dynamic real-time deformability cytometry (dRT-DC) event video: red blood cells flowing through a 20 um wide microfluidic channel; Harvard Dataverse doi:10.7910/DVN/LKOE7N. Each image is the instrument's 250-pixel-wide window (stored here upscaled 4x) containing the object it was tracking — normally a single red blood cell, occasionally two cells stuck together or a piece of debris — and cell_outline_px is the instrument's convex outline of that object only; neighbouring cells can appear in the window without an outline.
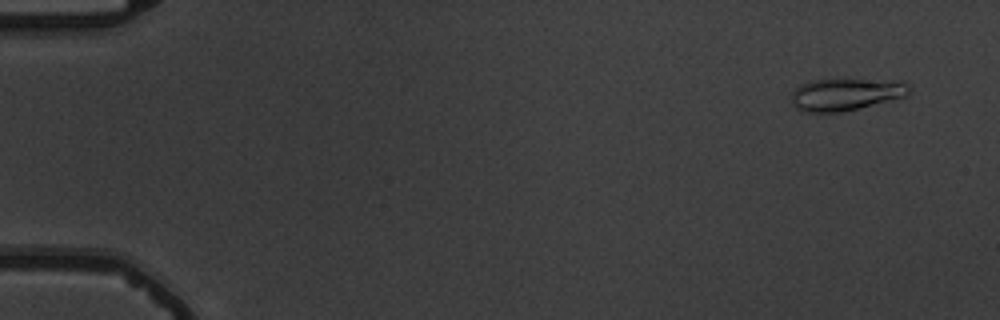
{"species": "common noctule bat (a hibernating species)", "species_latin": "Nyctalus noctula", "temperature_condition": "warm", "stored_images_in_passage": 55, "camera_frame_rate_fps": 3000, "um_per_image_px": 0.085, "animal": {"sex": "male", "body_mass_g": 19.5, "forearm_length_mm": 54.6}, "frame": {"image": 1, "passage_image": 3, "time_ms": 0.667, "image_size_px": [1000, 320], "cell_outline_px": [[912, 88], [904, 96], [840, 112], [804, 112], [796, 108], [792, 104], [792, 92], [800, 84], [812, 80], [904, 80]], "centroid_in_image_um": [71.87, 8.01], "position_along_channel_um": 13.1, "area_um2": 21.73}}
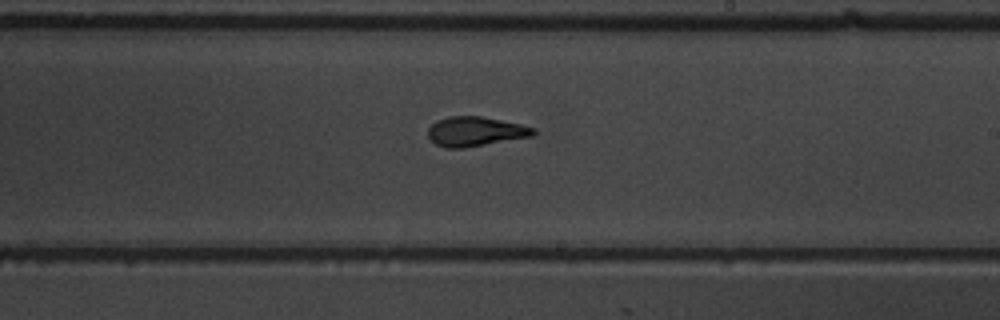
{"frame": {"image": 2, "passage_image": 33, "time_ms": 10.667, "image_size_px": [1000, 320], "cell_outline_px": [[536, 132], [532, 136], [464, 148], [444, 148], [436, 144], [428, 136], [428, 128], [436, 120], [448, 116], [480, 116], [520, 124], [536, 128]], "centroid_in_image_um": [40.38, 11.17], "position_along_channel_um": 248.6, "area_um2": 18.09}}
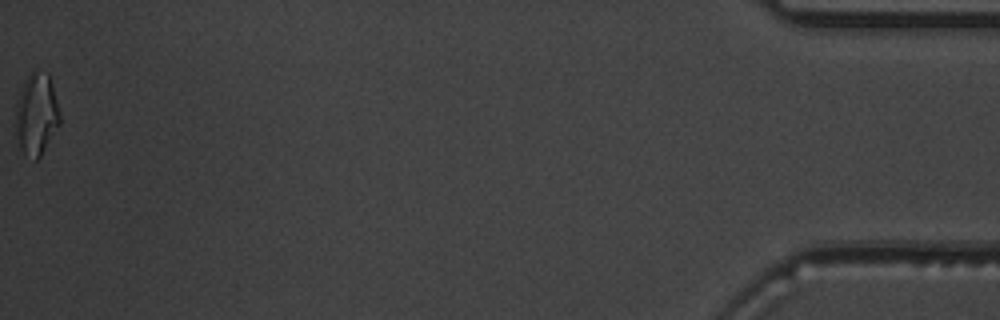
{"frame": {"image": 3, "passage_image": 55, "time_ms": 18.0, "image_size_px": [1000, 320], "cell_outline_px": [[60, 124], [40, 156], [36, 160], [24, 152], [20, 148], [16, 132], [16, 100], [24, 80], [36, 68], [48, 72], [52, 84], [60, 112]], "centroid_in_image_um": [3.11, 9.65], "position_along_channel_um": 432.1, "area_um2": 21.1}, "authors_computed_cell_mechanics": {"area_um2": 18.7272, "velocity_mm_per_s": 3.7404, "shape_relaxation_time_tau1_ms": 3.8203, "shape_relaxation_time_tau2_ms": 2.0054, "deformation_change_tau1": 0.2215, "deformation_change_tau2": 0.1188}}